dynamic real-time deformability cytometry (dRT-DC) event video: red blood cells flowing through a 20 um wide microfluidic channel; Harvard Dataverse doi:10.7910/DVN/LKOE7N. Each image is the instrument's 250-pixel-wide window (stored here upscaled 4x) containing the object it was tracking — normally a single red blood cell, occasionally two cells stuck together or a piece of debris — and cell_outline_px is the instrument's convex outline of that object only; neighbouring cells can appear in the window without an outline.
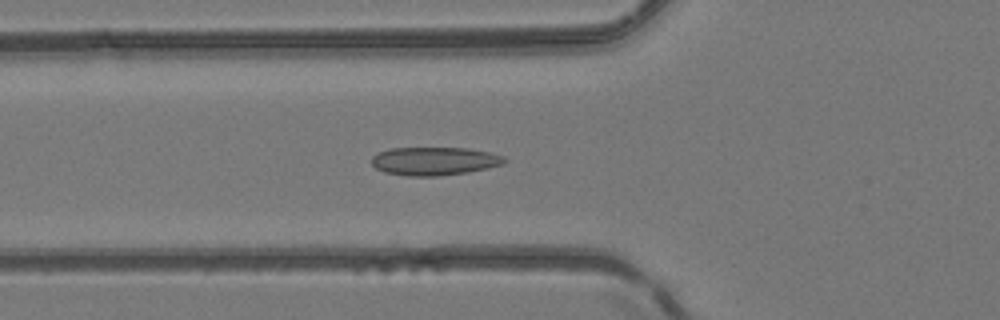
{"species": "common noctule bat (a hibernating species)", "species_latin": "Nyctalus noctula", "temperature_condition": "room temperature", "stored_images_in_passage": 48, "camera_frame_rate_fps": 3000, "um_per_image_px": 0.085, "animal": {"sex": "female", "body_mass_g": 24.6, "forearm_length_mm": 56.2}, "frame": {"image": 1, "passage_image": 16, "time_ms": 5.0, "image_size_px": [1000, 320], "cell_outline_px": [[508, 160], [504, 164], [488, 168], [468, 172], [440, 176], [408, 176], [384, 172], [376, 168], [372, 164], [372, 156], [388, 148], [468, 148], [488, 152], [504, 156]], "centroid_in_image_um": [36.94, 13.69], "position_along_channel_um": 88.9, "area_um2": 21.96}}
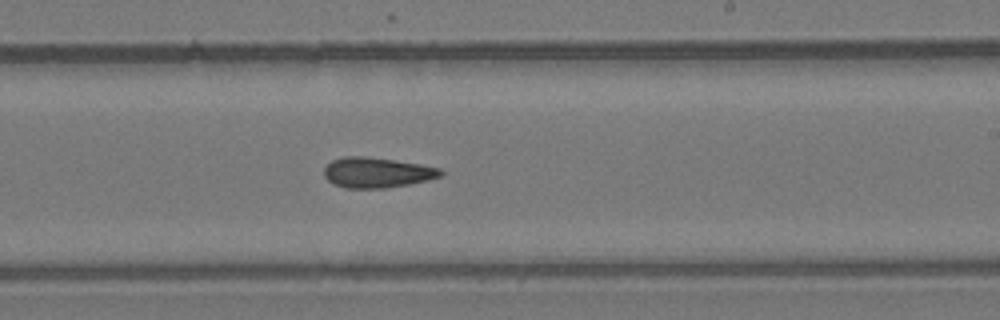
{"frame": {"image": 2, "passage_image": 28, "time_ms": 9.0, "image_size_px": [1000, 320], "cell_outline_px": [[444, 172], [440, 176], [428, 180], [388, 188], [348, 188], [332, 184], [324, 176], [324, 168], [332, 160], [344, 156], [364, 156], [420, 164], [440, 168]], "centroid_in_image_um": [32.02, 14.67], "position_along_channel_um": 257.0, "area_um2": 20.52}}
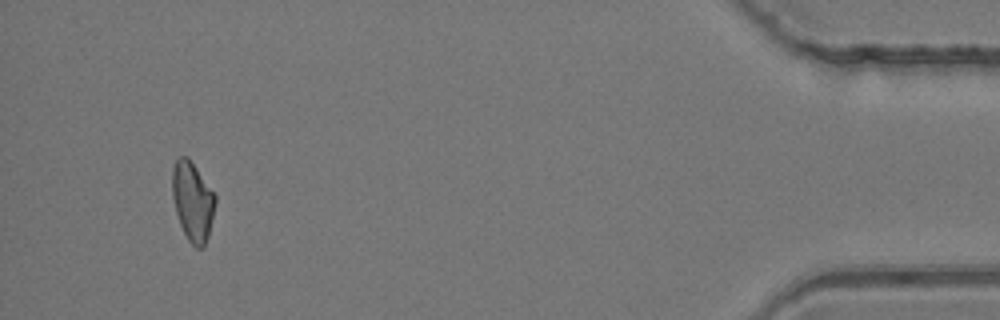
{"frame": {"image": 3, "passage_image": 45, "time_ms": 14.667, "image_size_px": [1000, 320], "cell_outline_px": [[216, 204], [208, 236], [204, 244], [200, 248], [196, 248], [188, 240], [180, 224], [176, 212], [172, 196], [172, 168], [176, 160], [180, 156], [188, 156], [216, 196]], "centroid_in_image_um": [16.36, 17.09], "position_along_channel_um": 418.8, "area_um2": 19.71}, "authors_computed_cell_mechanics": {"area_um2": 20.4901, "velocity_mm_per_s": 4.1825, "shape_relaxation_time_tau1_ms": null, "shape_relaxation_time_tau2_ms": 6.2358, "deformation_change_tau1": null, "deformation_change_tau2": 0.145}}